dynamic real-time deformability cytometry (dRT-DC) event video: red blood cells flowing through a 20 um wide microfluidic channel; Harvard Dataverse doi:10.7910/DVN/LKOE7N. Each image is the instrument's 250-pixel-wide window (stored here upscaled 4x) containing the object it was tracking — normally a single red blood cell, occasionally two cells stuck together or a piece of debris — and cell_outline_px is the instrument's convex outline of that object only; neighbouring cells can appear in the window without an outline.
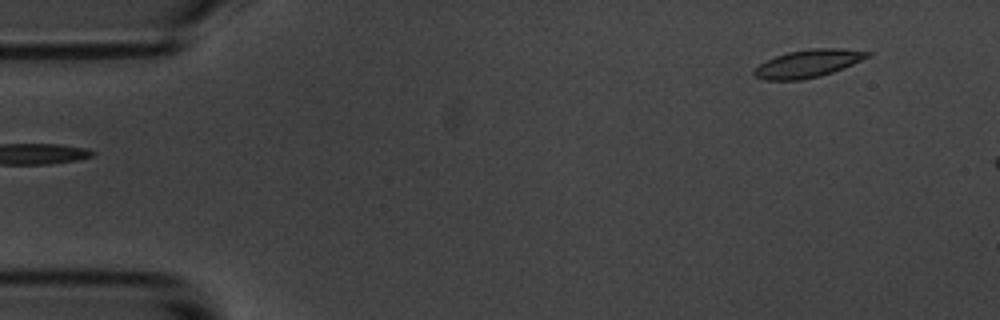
{"species": "common noctule bat (a hibernating species)", "species_latin": "Nyctalus noctula", "temperature_condition": "room temperature", "stored_images_in_passage": 3, "camera_frame_rate_fps": 3000, "um_per_image_px": 0.085, "animal": {"sex": "male", "body_mass_g": 20.1, "forearm_length_mm": 53.5}, "frame": {"image": 1, "passage_image": 1, "time_ms": 0.0, "image_size_px": [1000, 320], "cell_outline_px": [[872, 56], [832, 72], [820, 76], [800, 80], [764, 80], [752, 76], [752, 72], [760, 64], [776, 56], [788, 52], [812, 48], [840, 48], [872, 52]], "centroid_in_image_um": [68.68, 5.4], "position_along_channel_um": 16.3, "area_um2": 18.26}}